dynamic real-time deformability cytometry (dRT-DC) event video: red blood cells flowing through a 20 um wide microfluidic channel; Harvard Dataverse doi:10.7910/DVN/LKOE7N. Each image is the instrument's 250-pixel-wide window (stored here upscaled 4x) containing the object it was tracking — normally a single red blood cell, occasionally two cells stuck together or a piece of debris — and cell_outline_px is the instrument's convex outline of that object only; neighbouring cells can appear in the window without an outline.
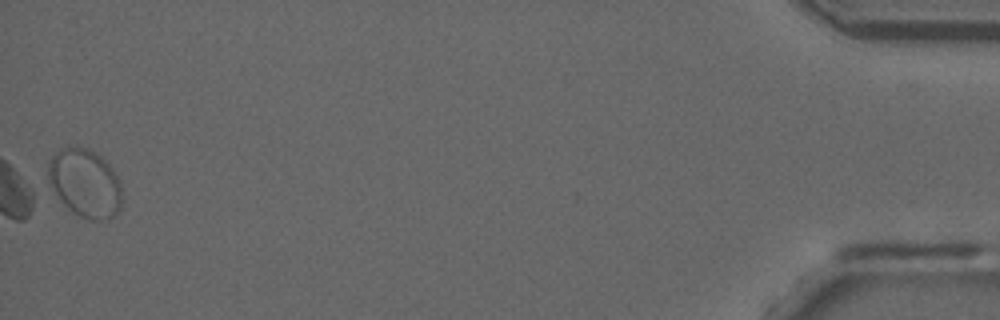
{"species": "common noctule bat (a hibernating species)", "species_latin": "Nyctalus noctula", "temperature_condition": "room temperature", "stored_images_in_passage": 28, "camera_frame_rate_fps": 3000, "um_per_image_px": 0.085, "animal": {"sex": "male", "forearm_length_mm": 52.5}, "frame": {"image": 1, "passage_image": 28, "time_ms": 9.0, "image_size_px": [1000, 320], "cell_outline_px": [[120, 208], [112, 216], [104, 220], [88, 220], [72, 212], [60, 200], [52, 188], [48, 176], [48, 164], [52, 156], [60, 148], [76, 144], [88, 148], [100, 156], [112, 168], [120, 180]], "centroid_in_image_um": [7.2, 15.53], "position_along_channel_um": 428.0, "area_um2": 29.36}}